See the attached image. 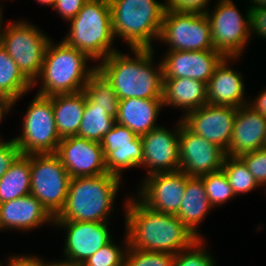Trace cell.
<instances>
[{"mask_svg": "<svg viewBox=\"0 0 266 266\" xmlns=\"http://www.w3.org/2000/svg\"><path fill=\"white\" fill-rule=\"evenodd\" d=\"M173 130L158 126L141 136L145 176L158 172H174L180 169L179 133L181 118Z\"/></svg>", "mask_w": 266, "mask_h": 266, "instance_id": "cell-15", "label": "cell"}, {"mask_svg": "<svg viewBox=\"0 0 266 266\" xmlns=\"http://www.w3.org/2000/svg\"><path fill=\"white\" fill-rule=\"evenodd\" d=\"M122 178L111 173L71 178L55 221L110 222Z\"/></svg>", "mask_w": 266, "mask_h": 266, "instance_id": "cell-3", "label": "cell"}, {"mask_svg": "<svg viewBox=\"0 0 266 266\" xmlns=\"http://www.w3.org/2000/svg\"><path fill=\"white\" fill-rule=\"evenodd\" d=\"M222 170L224 171L235 197L248 194L260 188L248 167L240 157L226 155Z\"/></svg>", "mask_w": 266, "mask_h": 266, "instance_id": "cell-31", "label": "cell"}, {"mask_svg": "<svg viewBox=\"0 0 266 266\" xmlns=\"http://www.w3.org/2000/svg\"><path fill=\"white\" fill-rule=\"evenodd\" d=\"M32 83L18 69L16 62L0 44V90L17 105L22 96L32 91Z\"/></svg>", "mask_w": 266, "mask_h": 266, "instance_id": "cell-28", "label": "cell"}, {"mask_svg": "<svg viewBox=\"0 0 266 266\" xmlns=\"http://www.w3.org/2000/svg\"><path fill=\"white\" fill-rule=\"evenodd\" d=\"M125 261L128 266H174V255L164 252H151L127 249Z\"/></svg>", "mask_w": 266, "mask_h": 266, "instance_id": "cell-35", "label": "cell"}, {"mask_svg": "<svg viewBox=\"0 0 266 266\" xmlns=\"http://www.w3.org/2000/svg\"><path fill=\"white\" fill-rule=\"evenodd\" d=\"M87 1L88 0H56L52 10L57 12V14L63 18L62 20L68 23L78 14Z\"/></svg>", "mask_w": 266, "mask_h": 266, "instance_id": "cell-39", "label": "cell"}, {"mask_svg": "<svg viewBox=\"0 0 266 266\" xmlns=\"http://www.w3.org/2000/svg\"><path fill=\"white\" fill-rule=\"evenodd\" d=\"M123 246H119L113 239L98 249L91 257L78 265L92 266H117L125 261L129 241L126 232L124 233Z\"/></svg>", "mask_w": 266, "mask_h": 266, "instance_id": "cell-33", "label": "cell"}, {"mask_svg": "<svg viewBox=\"0 0 266 266\" xmlns=\"http://www.w3.org/2000/svg\"><path fill=\"white\" fill-rule=\"evenodd\" d=\"M213 209L214 207L208 199L202 179L200 177H189L176 216L197 238H204L198 228Z\"/></svg>", "mask_w": 266, "mask_h": 266, "instance_id": "cell-25", "label": "cell"}, {"mask_svg": "<svg viewBox=\"0 0 266 266\" xmlns=\"http://www.w3.org/2000/svg\"><path fill=\"white\" fill-rule=\"evenodd\" d=\"M238 59L240 58L226 57L215 68L207 83V104L237 108L247 105L249 99L245 98L247 95L243 73L232 69L230 64Z\"/></svg>", "mask_w": 266, "mask_h": 266, "instance_id": "cell-21", "label": "cell"}, {"mask_svg": "<svg viewBox=\"0 0 266 266\" xmlns=\"http://www.w3.org/2000/svg\"><path fill=\"white\" fill-rule=\"evenodd\" d=\"M55 154L71 178L108 173L104 151L99 142L76 135L63 138Z\"/></svg>", "mask_w": 266, "mask_h": 266, "instance_id": "cell-17", "label": "cell"}, {"mask_svg": "<svg viewBox=\"0 0 266 266\" xmlns=\"http://www.w3.org/2000/svg\"><path fill=\"white\" fill-rule=\"evenodd\" d=\"M123 208L124 232L133 249L175 255L199 239L176 215L151 210L132 193Z\"/></svg>", "mask_w": 266, "mask_h": 266, "instance_id": "cell-1", "label": "cell"}, {"mask_svg": "<svg viewBox=\"0 0 266 266\" xmlns=\"http://www.w3.org/2000/svg\"><path fill=\"white\" fill-rule=\"evenodd\" d=\"M161 59L163 79L192 78L208 83L225 58L215 50L166 51Z\"/></svg>", "mask_w": 266, "mask_h": 266, "instance_id": "cell-19", "label": "cell"}, {"mask_svg": "<svg viewBox=\"0 0 266 266\" xmlns=\"http://www.w3.org/2000/svg\"><path fill=\"white\" fill-rule=\"evenodd\" d=\"M251 37L254 34L259 38L266 40V7L253 8L249 11Z\"/></svg>", "mask_w": 266, "mask_h": 266, "instance_id": "cell-40", "label": "cell"}, {"mask_svg": "<svg viewBox=\"0 0 266 266\" xmlns=\"http://www.w3.org/2000/svg\"><path fill=\"white\" fill-rule=\"evenodd\" d=\"M20 155V149L13 138L10 140L0 139V178Z\"/></svg>", "mask_w": 266, "mask_h": 266, "instance_id": "cell-38", "label": "cell"}, {"mask_svg": "<svg viewBox=\"0 0 266 266\" xmlns=\"http://www.w3.org/2000/svg\"><path fill=\"white\" fill-rule=\"evenodd\" d=\"M68 25L69 31L62 40L92 61L101 62L118 51L113 45L115 37L109 0H88Z\"/></svg>", "mask_w": 266, "mask_h": 266, "instance_id": "cell-6", "label": "cell"}, {"mask_svg": "<svg viewBox=\"0 0 266 266\" xmlns=\"http://www.w3.org/2000/svg\"><path fill=\"white\" fill-rule=\"evenodd\" d=\"M83 92L95 106H101L108 115L117 118L119 97L111 82L98 68L90 75Z\"/></svg>", "mask_w": 266, "mask_h": 266, "instance_id": "cell-29", "label": "cell"}, {"mask_svg": "<svg viewBox=\"0 0 266 266\" xmlns=\"http://www.w3.org/2000/svg\"><path fill=\"white\" fill-rule=\"evenodd\" d=\"M55 218L32 194L0 204V231H29L54 225Z\"/></svg>", "mask_w": 266, "mask_h": 266, "instance_id": "cell-20", "label": "cell"}, {"mask_svg": "<svg viewBox=\"0 0 266 266\" xmlns=\"http://www.w3.org/2000/svg\"><path fill=\"white\" fill-rule=\"evenodd\" d=\"M89 60L92 61L85 53L70 47L63 40L54 43L51 39L40 74L32 83V88L41 83L37 94L44 96L81 92L97 69L95 65L87 67Z\"/></svg>", "mask_w": 266, "mask_h": 266, "instance_id": "cell-4", "label": "cell"}, {"mask_svg": "<svg viewBox=\"0 0 266 266\" xmlns=\"http://www.w3.org/2000/svg\"><path fill=\"white\" fill-rule=\"evenodd\" d=\"M225 157L226 152L222 148L180 124L179 170L187 176L201 177L222 170Z\"/></svg>", "mask_w": 266, "mask_h": 266, "instance_id": "cell-14", "label": "cell"}, {"mask_svg": "<svg viewBox=\"0 0 266 266\" xmlns=\"http://www.w3.org/2000/svg\"><path fill=\"white\" fill-rule=\"evenodd\" d=\"M43 266H77V265H73L71 263L68 262H64L62 260H55L53 262H49L43 259Z\"/></svg>", "mask_w": 266, "mask_h": 266, "instance_id": "cell-44", "label": "cell"}, {"mask_svg": "<svg viewBox=\"0 0 266 266\" xmlns=\"http://www.w3.org/2000/svg\"><path fill=\"white\" fill-rule=\"evenodd\" d=\"M32 194L55 218L64 207L71 177L55 153L30 154Z\"/></svg>", "mask_w": 266, "mask_h": 266, "instance_id": "cell-10", "label": "cell"}, {"mask_svg": "<svg viewBox=\"0 0 266 266\" xmlns=\"http://www.w3.org/2000/svg\"><path fill=\"white\" fill-rule=\"evenodd\" d=\"M236 112L234 106L205 104L180 118L190 131L216 144L227 154Z\"/></svg>", "mask_w": 266, "mask_h": 266, "instance_id": "cell-16", "label": "cell"}, {"mask_svg": "<svg viewBox=\"0 0 266 266\" xmlns=\"http://www.w3.org/2000/svg\"><path fill=\"white\" fill-rule=\"evenodd\" d=\"M189 177L181 170L150 174L139 183L135 196L151 210L176 215Z\"/></svg>", "mask_w": 266, "mask_h": 266, "instance_id": "cell-12", "label": "cell"}, {"mask_svg": "<svg viewBox=\"0 0 266 266\" xmlns=\"http://www.w3.org/2000/svg\"><path fill=\"white\" fill-rule=\"evenodd\" d=\"M116 124V119L106 113L101 106H95L86 97L82 121L76 136L99 142Z\"/></svg>", "mask_w": 266, "mask_h": 266, "instance_id": "cell-30", "label": "cell"}, {"mask_svg": "<svg viewBox=\"0 0 266 266\" xmlns=\"http://www.w3.org/2000/svg\"><path fill=\"white\" fill-rule=\"evenodd\" d=\"M85 103L86 94L83 91L52 96L54 119L61 139L77 135Z\"/></svg>", "mask_w": 266, "mask_h": 266, "instance_id": "cell-26", "label": "cell"}, {"mask_svg": "<svg viewBox=\"0 0 266 266\" xmlns=\"http://www.w3.org/2000/svg\"><path fill=\"white\" fill-rule=\"evenodd\" d=\"M205 239H197L191 246L174 255V266H216L215 258L206 250Z\"/></svg>", "mask_w": 266, "mask_h": 266, "instance_id": "cell-34", "label": "cell"}, {"mask_svg": "<svg viewBox=\"0 0 266 266\" xmlns=\"http://www.w3.org/2000/svg\"><path fill=\"white\" fill-rule=\"evenodd\" d=\"M0 103H14L13 100L8 98L1 90H0Z\"/></svg>", "mask_w": 266, "mask_h": 266, "instance_id": "cell-47", "label": "cell"}, {"mask_svg": "<svg viewBox=\"0 0 266 266\" xmlns=\"http://www.w3.org/2000/svg\"><path fill=\"white\" fill-rule=\"evenodd\" d=\"M258 185L266 187V147L240 156Z\"/></svg>", "mask_w": 266, "mask_h": 266, "instance_id": "cell-36", "label": "cell"}, {"mask_svg": "<svg viewBox=\"0 0 266 266\" xmlns=\"http://www.w3.org/2000/svg\"><path fill=\"white\" fill-rule=\"evenodd\" d=\"M37 3L42 4V5H46L49 6L51 8L54 7L56 0H35Z\"/></svg>", "mask_w": 266, "mask_h": 266, "instance_id": "cell-46", "label": "cell"}, {"mask_svg": "<svg viewBox=\"0 0 266 266\" xmlns=\"http://www.w3.org/2000/svg\"><path fill=\"white\" fill-rule=\"evenodd\" d=\"M163 109L162 99L127 98L119 100L116 123L142 136L158 125L157 119Z\"/></svg>", "mask_w": 266, "mask_h": 266, "instance_id": "cell-24", "label": "cell"}, {"mask_svg": "<svg viewBox=\"0 0 266 266\" xmlns=\"http://www.w3.org/2000/svg\"><path fill=\"white\" fill-rule=\"evenodd\" d=\"M50 40L44 31L27 20L8 21L1 32V45L31 83L40 74Z\"/></svg>", "mask_w": 266, "mask_h": 266, "instance_id": "cell-7", "label": "cell"}, {"mask_svg": "<svg viewBox=\"0 0 266 266\" xmlns=\"http://www.w3.org/2000/svg\"><path fill=\"white\" fill-rule=\"evenodd\" d=\"M158 41L165 51L214 50L209 20L196 12L165 11Z\"/></svg>", "mask_w": 266, "mask_h": 266, "instance_id": "cell-11", "label": "cell"}, {"mask_svg": "<svg viewBox=\"0 0 266 266\" xmlns=\"http://www.w3.org/2000/svg\"><path fill=\"white\" fill-rule=\"evenodd\" d=\"M53 226L65 229L62 261L73 265L85 262L113 239L110 222L54 221Z\"/></svg>", "mask_w": 266, "mask_h": 266, "instance_id": "cell-13", "label": "cell"}, {"mask_svg": "<svg viewBox=\"0 0 266 266\" xmlns=\"http://www.w3.org/2000/svg\"><path fill=\"white\" fill-rule=\"evenodd\" d=\"M200 178L205 186L208 199L214 208L236 198L223 170L203 175Z\"/></svg>", "mask_w": 266, "mask_h": 266, "instance_id": "cell-32", "label": "cell"}, {"mask_svg": "<svg viewBox=\"0 0 266 266\" xmlns=\"http://www.w3.org/2000/svg\"><path fill=\"white\" fill-rule=\"evenodd\" d=\"M22 122L21 134L13 137L21 155L56 152L61 138L54 119L52 96L36 93Z\"/></svg>", "mask_w": 266, "mask_h": 266, "instance_id": "cell-9", "label": "cell"}, {"mask_svg": "<svg viewBox=\"0 0 266 266\" xmlns=\"http://www.w3.org/2000/svg\"><path fill=\"white\" fill-rule=\"evenodd\" d=\"M214 4L213 12L209 9L205 13L210 23L214 50L225 58H241L252 39L250 8L247 7L243 14L233 0H218Z\"/></svg>", "mask_w": 266, "mask_h": 266, "instance_id": "cell-8", "label": "cell"}, {"mask_svg": "<svg viewBox=\"0 0 266 266\" xmlns=\"http://www.w3.org/2000/svg\"><path fill=\"white\" fill-rule=\"evenodd\" d=\"M266 117L248 105L237 108L236 118L226 155L240 157L265 147Z\"/></svg>", "mask_w": 266, "mask_h": 266, "instance_id": "cell-22", "label": "cell"}, {"mask_svg": "<svg viewBox=\"0 0 266 266\" xmlns=\"http://www.w3.org/2000/svg\"><path fill=\"white\" fill-rule=\"evenodd\" d=\"M165 11L196 12L205 14L210 0H165Z\"/></svg>", "mask_w": 266, "mask_h": 266, "instance_id": "cell-37", "label": "cell"}, {"mask_svg": "<svg viewBox=\"0 0 266 266\" xmlns=\"http://www.w3.org/2000/svg\"><path fill=\"white\" fill-rule=\"evenodd\" d=\"M30 155H20L0 178V204L30 194Z\"/></svg>", "mask_w": 266, "mask_h": 266, "instance_id": "cell-27", "label": "cell"}, {"mask_svg": "<svg viewBox=\"0 0 266 266\" xmlns=\"http://www.w3.org/2000/svg\"><path fill=\"white\" fill-rule=\"evenodd\" d=\"M3 7H1V5H0V44H1V32H2V29H3V26H4V18H3V13L4 12H2L3 11V9H2Z\"/></svg>", "mask_w": 266, "mask_h": 266, "instance_id": "cell-48", "label": "cell"}, {"mask_svg": "<svg viewBox=\"0 0 266 266\" xmlns=\"http://www.w3.org/2000/svg\"><path fill=\"white\" fill-rule=\"evenodd\" d=\"M114 37L130 49H153L159 39L165 2L157 0H109Z\"/></svg>", "mask_w": 266, "mask_h": 266, "instance_id": "cell-5", "label": "cell"}, {"mask_svg": "<svg viewBox=\"0 0 266 266\" xmlns=\"http://www.w3.org/2000/svg\"><path fill=\"white\" fill-rule=\"evenodd\" d=\"M117 266H128L126 261L122 262L121 264L117 265Z\"/></svg>", "mask_w": 266, "mask_h": 266, "instance_id": "cell-49", "label": "cell"}, {"mask_svg": "<svg viewBox=\"0 0 266 266\" xmlns=\"http://www.w3.org/2000/svg\"><path fill=\"white\" fill-rule=\"evenodd\" d=\"M249 2L251 3V5L248 6L250 9L266 7V0H249Z\"/></svg>", "mask_w": 266, "mask_h": 266, "instance_id": "cell-45", "label": "cell"}, {"mask_svg": "<svg viewBox=\"0 0 266 266\" xmlns=\"http://www.w3.org/2000/svg\"><path fill=\"white\" fill-rule=\"evenodd\" d=\"M6 265H4L3 261L0 259V266H43V258L31 254L26 255H12L6 257ZM2 261V262H1Z\"/></svg>", "mask_w": 266, "mask_h": 266, "instance_id": "cell-41", "label": "cell"}, {"mask_svg": "<svg viewBox=\"0 0 266 266\" xmlns=\"http://www.w3.org/2000/svg\"><path fill=\"white\" fill-rule=\"evenodd\" d=\"M257 97V98H256ZM247 105L252 108L255 112L266 117V87L263 91H259V95L255 96V100L248 97Z\"/></svg>", "mask_w": 266, "mask_h": 266, "instance_id": "cell-42", "label": "cell"}, {"mask_svg": "<svg viewBox=\"0 0 266 266\" xmlns=\"http://www.w3.org/2000/svg\"><path fill=\"white\" fill-rule=\"evenodd\" d=\"M108 173L122 178L126 169L139 168L143 162L141 136L128 127L115 124L100 141Z\"/></svg>", "mask_w": 266, "mask_h": 266, "instance_id": "cell-18", "label": "cell"}, {"mask_svg": "<svg viewBox=\"0 0 266 266\" xmlns=\"http://www.w3.org/2000/svg\"><path fill=\"white\" fill-rule=\"evenodd\" d=\"M163 107L182 109V117L207 104V83L192 78L163 79Z\"/></svg>", "mask_w": 266, "mask_h": 266, "instance_id": "cell-23", "label": "cell"}, {"mask_svg": "<svg viewBox=\"0 0 266 266\" xmlns=\"http://www.w3.org/2000/svg\"><path fill=\"white\" fill-rule=\"evenodd\" d=\"M14 103H0V123L2 122L4 116L8 115L13 109ZM0 139H2L0 135Z\"/></svg>", "mask_w": 266, "mask_h": 266, "instance_id": "cell-43", "label": "cell"}, {"mask_svg": "<svg viewBox=\"0 0 266 266\" xmlns=\"http://www.w3.org/2000/svg\"><path fill=\"white\" fill-rule=\"evenodd\" d=\"M130 51L128 55L115 51L95 65L111 82L119 100L162 99L163 67L161 60L154 64L155 50Z\"/></svg>", "mask_w": 266, "mask_h": 266, "instance_id": "cell-2", "label": "cell"}]
</instances>
